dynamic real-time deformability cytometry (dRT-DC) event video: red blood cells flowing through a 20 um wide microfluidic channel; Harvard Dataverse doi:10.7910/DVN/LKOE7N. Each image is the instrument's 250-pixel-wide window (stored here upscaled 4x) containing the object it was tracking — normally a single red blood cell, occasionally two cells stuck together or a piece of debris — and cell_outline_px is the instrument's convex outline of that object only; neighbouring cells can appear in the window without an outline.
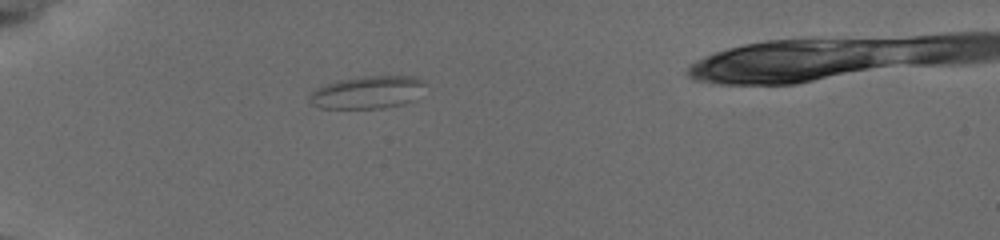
{"species": "common noctule bat (a hibernating species)", "species_latin": "Nyctalus noctula", "temperature_condition": "cold", "stored_images_in_passage": 17, "camera_frame_rate_fps": 3000, "um_per_image_px": 0.085, "animal": {"sex": "female", "body_mass_g": 19.5, "forearm_length_mm": 54.1}, "frame": {"image": 1, "passage_image": 1, "time_ms": 0.0, "image_size_px": [1000, 240], "cell_outline_px": [[420, 84], [408, 100], [396, 104], [380, 108], [324, 108], [312, 104], [312, 92], [336, 80], [360, 76], [412, 76], [420, 80]], "centroid_in_image_um": [31.09, 7.83], "position_along_channel_um": 53.9, "area_um2": 20.46}}
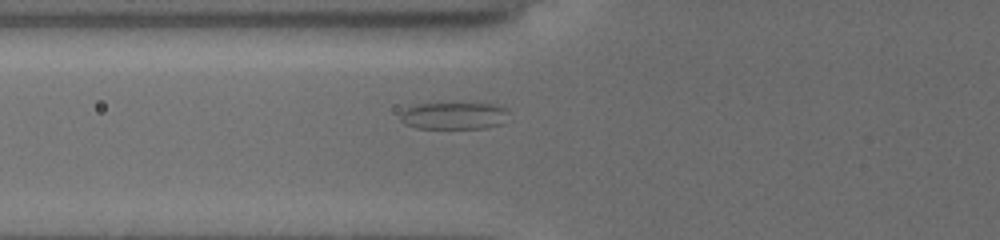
{"frame": {"image": 2, "passage_image": 11, "time_ms": 1.667, "image_size_px": [1000, 240], "cell_outline_px": [[504, 112], [500, 124], [484, 128], [420, 128], [408, 124], [400, 120], [400, 116], [408, 108], [420, 104], [492, 104], [504, 108]], "centroid_in_image_um": [38.53, 9.85], "position_along_channel_um": 87.3, "area_um2": 16.18}}
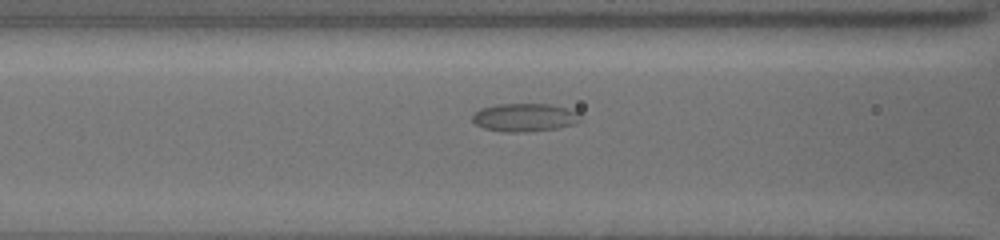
{"frame": {"image": 3, "passage_image": 16, "time_ms": 2.667, "image_size_px": [1000, 240], "cell_outline_px": [[580, 120], [572, 124], [556, 128], [516, 132], [484, 128], [476, 124], [472, 120], [472, 116], [480, 108], [496, 104], [552, 104], [580, 112]], "centroid_in_image_um": [44.6, 9.95], "position_along_channel_um": 122.0, "area_um2": 17.4}}